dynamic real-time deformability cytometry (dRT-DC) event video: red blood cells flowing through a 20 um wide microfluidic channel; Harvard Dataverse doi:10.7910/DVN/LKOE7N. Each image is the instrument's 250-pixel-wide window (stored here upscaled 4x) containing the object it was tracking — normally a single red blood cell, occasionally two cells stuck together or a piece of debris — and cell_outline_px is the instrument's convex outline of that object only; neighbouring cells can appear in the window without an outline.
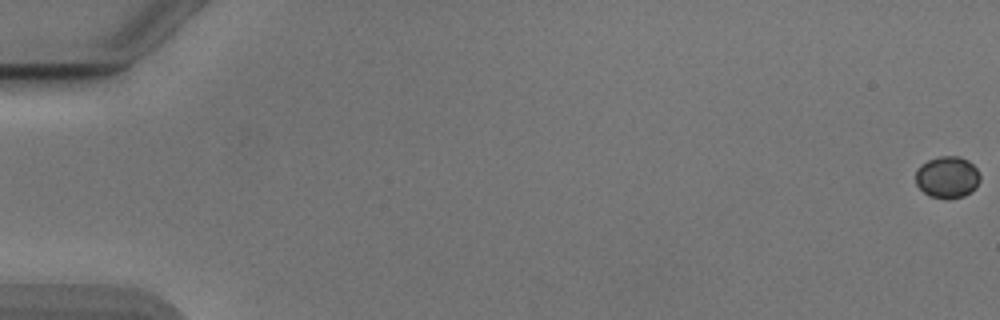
{"species": "Egyptian fruit bat (a non-hibernating species)", "species_latin": "Rousettus aegyptiacus", "temperature_condition": "cold", "stored_images_in_passage": 26, "camera_frame_rate_fps": 3000, "um_per_image_px": 0.085, "animal": {"sex": "male"}, "frame": {"image": 1, "passage_image": 1, "time_ms": 0.0, "image_size_px": [1000, 320], "cell_outline_px": [[980, 180], [976, 188], [972, 192], [964, 196], [948, 200], [944, 200], [928, 196], [916, 184], [916, 168], [920, 164], [928, 160], [940, 156], [960, 156], [968, 160], [976, 168], [980, 176]], "centroid_in_image_um": [80.52, 15.08], "position_along_channel_um": 4.5, "area_um2": 16.07}}
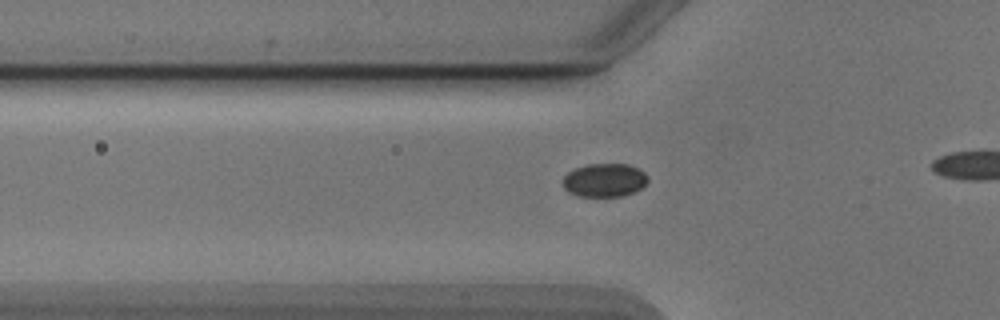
{"frame": {"image": 2, "passage_image": 20, "time_ms": 6.333, "image_size_px": [1000, 320], "cell_outline_px": [[648, 180], [640, 188], [624, 196], [576, 196], [568, 192], [564, 188], [564, 176], [568, 172], [576, 168], [588, 164], [628, 164], [644, 172], [648, 176]], "centroid_in_image_um": [51.37, 15.31], "position_along_channel_um": 74.4, "area_um2": 16.42}}
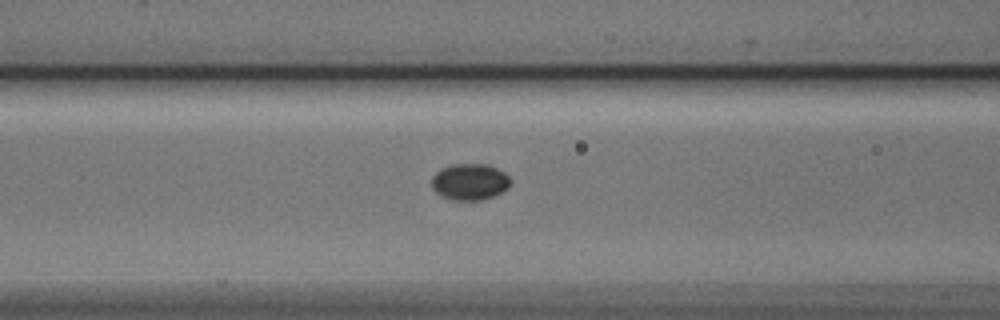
{"frame": {"image": 3, "passage_image": 24, "time_ms": 7.667, "image_size_px": [1000, 320], "cell_outline_px": [[512, 184], [504, 192], [480, 200], [452, 200], [440, 196], [432, 188], [432, 176], [440, 168], [452, 164], [488, 164], [504, 172], [512, 180]], "centroid_in_image_um": [39.94, 15.45], "position_along_channel_um": 126.7, "area_um2": 16.99}}